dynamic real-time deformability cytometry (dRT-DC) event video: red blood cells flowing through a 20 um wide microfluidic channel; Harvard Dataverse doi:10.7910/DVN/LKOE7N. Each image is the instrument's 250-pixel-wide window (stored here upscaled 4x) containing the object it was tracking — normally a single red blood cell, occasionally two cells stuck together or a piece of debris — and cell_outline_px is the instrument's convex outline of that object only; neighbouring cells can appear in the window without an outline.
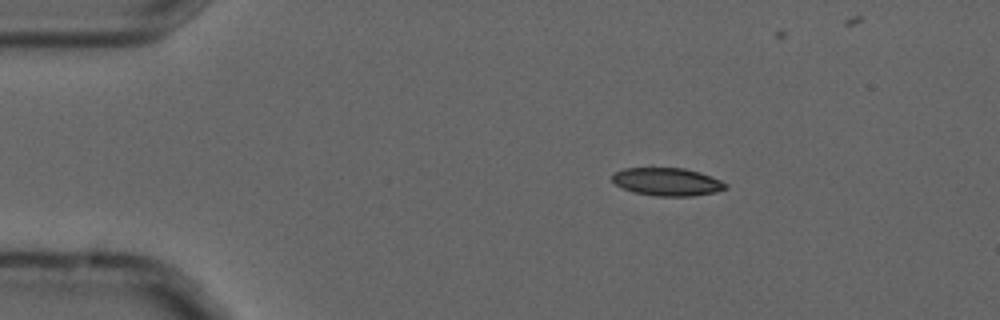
{"species": "common noctule bat (a hibernating species)", "species_latin": "Nyctalus noctula", "temperature_condition": "cold", "stored_images_in_passage": 4, "camera_frame_rate_fps": 3000, "um_per_image_px": 0.085, "animal": {"sex": "male", "forearm_length_mm": 52.5}, "frame": {"image": 1, "passage_image": 2, "time_ms": 0.333, "image_size_px": [1000, 320], "cell_outline_px": [[728, 188], [716, 192], [692, 196], [656, 196], [632, 192], [616, 184], [612, 180], [612, 176], [616, 172], [624, 168], [684, 168], [700, 172], [712, 176], [728, 184]], "centroid_in_image_um": [56.75, 15.45], "position_along_channel_um": 28.2, "area_um2": 18.5}}
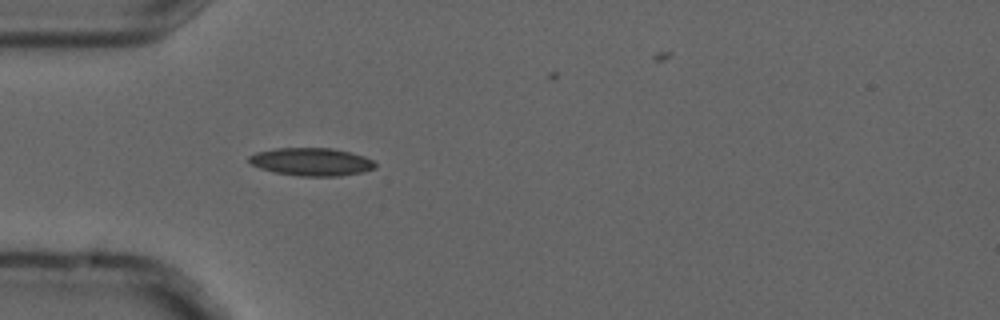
{"frame": {"image": 2, "passage_image": 4, "time_ms": 1.0, "image_size_px": [1000, 320], "cell_outline_px": [[376, 168], [364, 172], [340, 176], [300, 176], [276, 172], [260, 168], [252, 164], [248, 160], [248, 156], [256, 152], [276, 148], [332, 148], [364, 156], [372, 160], [376, 164]], "centroid_in_image_um": [26.49, 13.75], "position_along_channel_um": 58.5, "area_um2": 20.46}}